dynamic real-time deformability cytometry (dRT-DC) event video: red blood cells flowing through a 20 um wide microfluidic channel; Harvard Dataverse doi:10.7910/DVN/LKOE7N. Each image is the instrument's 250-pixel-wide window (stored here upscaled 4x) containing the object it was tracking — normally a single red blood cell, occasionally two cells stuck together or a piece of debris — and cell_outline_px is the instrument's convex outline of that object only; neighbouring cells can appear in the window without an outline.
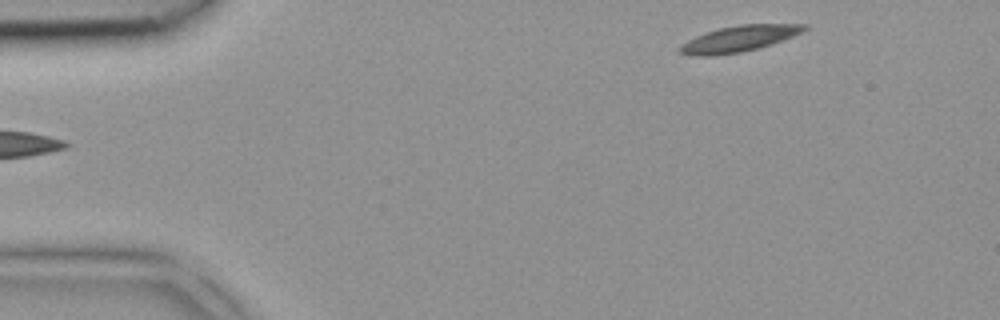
{"species": "common noctule bat (a hibernating species)", "species_latin": "Nyctalus noctula", "temperature_condition": "room temperature", "stored_images_in_passage": 3, "segment_of_instrument_passage": [2, 2], "camera_frame_rate_fps": 3000, "um_per_image_px": 0.085, "animal": {"sex": "female", "body_mass_g": 18.4}, "frame": {"image": 1, "passage_image": 3, "time_ms": 0.667, "image_size_px": [1000, 320], "cell_outline_px": [[808, 28], [792, 36], [772, 44], [740, 52], [712, 56], [692, 56], [680, 52], [676, 48], [680, 44], [696, 36], [720, 28], [740, 24], [808, 24]], "centroid_in_image_um": [62.77, 3.29], "position_along_channel_um": 22.2, "area_um2": 18.67}}